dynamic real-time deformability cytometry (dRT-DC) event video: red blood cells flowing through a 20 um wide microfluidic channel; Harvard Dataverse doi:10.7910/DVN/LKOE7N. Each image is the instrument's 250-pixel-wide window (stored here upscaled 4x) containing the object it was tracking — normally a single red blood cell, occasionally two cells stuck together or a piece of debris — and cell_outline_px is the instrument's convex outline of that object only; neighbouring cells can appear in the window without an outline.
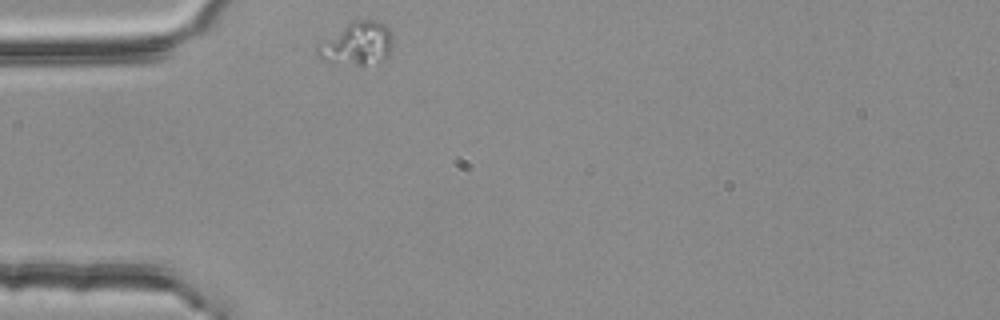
{"species": "common noctule bat (a hibernating species)", "species_latin": "Nyctalus noctula", "temperature_condition": "room temperature", "stored_images_in_passage": 33, "camera_frame_rate_fps": 3000, "um_per_image_px": 0.085, "animal": {"sex": "female", "body_mass_g": 25.1}, "frame": {"image": 1, "passage_image": 1, "time_ms": 0.0, "image_size_px": [1000, 320], "cell_outline_px": [[392, 52], [384, 60], [360, 68], [320, 60], [316, 52], [316, 48], [352, 20], [376, 20], [384, 24], [392, 32]], "centroid_in_image_um": [30.41, 3.77], "position_along_channel_um": 54.6, "area_um2": 19.25}}